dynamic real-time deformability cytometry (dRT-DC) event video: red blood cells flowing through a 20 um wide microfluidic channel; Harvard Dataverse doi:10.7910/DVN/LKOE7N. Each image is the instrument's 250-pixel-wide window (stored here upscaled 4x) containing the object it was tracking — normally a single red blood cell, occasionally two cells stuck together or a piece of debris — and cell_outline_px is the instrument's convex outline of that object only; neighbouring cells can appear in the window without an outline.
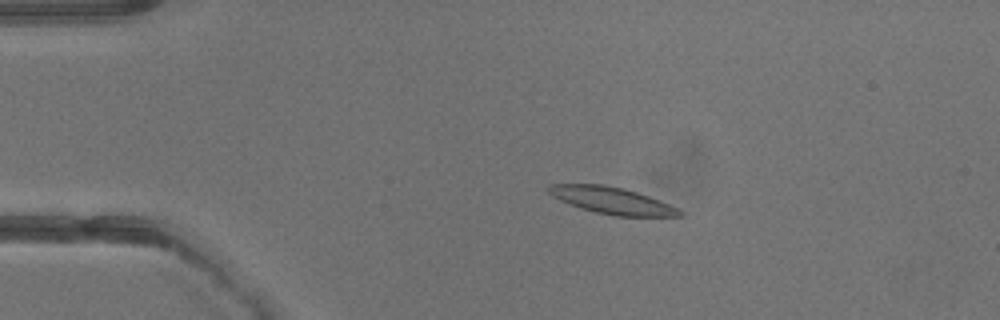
{"species": "common noctule bat (a hibernating species)", "species_latin": "Nyctalus noctula", "temperature_condition": "warm", "stored_images_in_passage": 41, "camera_frame_rate_fps": 3000, "um_per_image_px": 0.085, "animal": {"sex": "male", "body_mass_g": 13.3}, "frame": {"image": 1, "passage_image": 8, "time_ms": 2.333, "image_size_px": [1000, 320], "cell_outline_px": [[684, 216], [616, 216], [596, 212], [580, 208], [560, 200], [552, 196], [544, 188], [548, 184], [600, 184], [624, 188], [648, 196], [680, 208], [684, 212]], "centroid_in_image_um": [52.01, 17.04], "position_along_channel_um": 33.0, "area_um2": 20.52}}
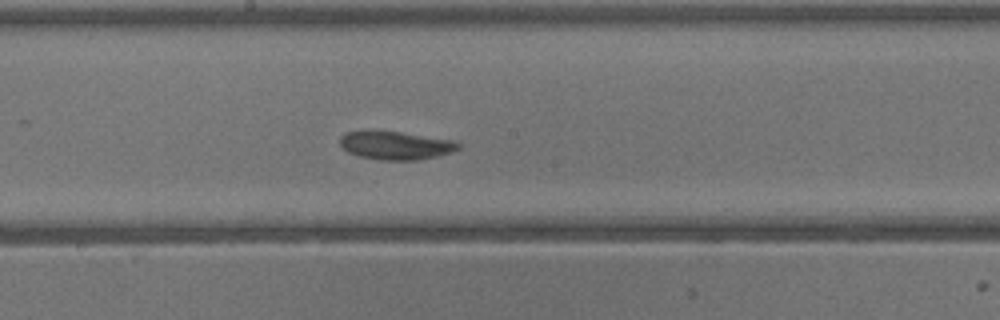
{"frame": {"image": 2, "passage_image": 22, "time_ms": 7.0, "image_size_px": [1000, 320], "cell_outline_px": [[460, 148], [452, 152], [420, 160], [384, 160], [360, 156], [348, 152], [340, 144], [340, 136], [344, 132], [400, 132], [456, 140], [460, 144]], "centroid_in_image_um": [33.69, 12.37], "position_along_channel_um": 214.5, "area_um2": 19.25}}
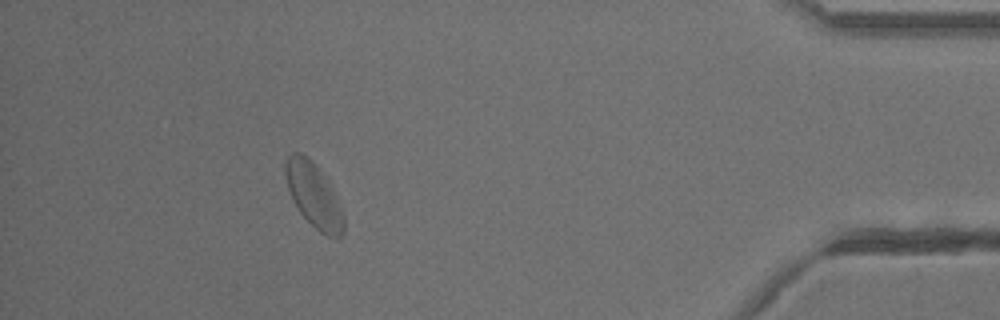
{"frame": {"image": 3, "passage_image": 37, "time_ms": 12.0, "image_size_px": [1000, 320], "cell_outline_px": [[344, 232], [340, 236], [328, 236], [320, 232], [300, 212], [288, 188], [284, 172], [284, 164], [288, 156], [292, 152], [300, 152], [308, 156], [328, 176], [344, 216]], "centroid_in_image_um": [26.68, 16.52], "position_along_channel_um": 408.5, "area_um2": 21.96}}